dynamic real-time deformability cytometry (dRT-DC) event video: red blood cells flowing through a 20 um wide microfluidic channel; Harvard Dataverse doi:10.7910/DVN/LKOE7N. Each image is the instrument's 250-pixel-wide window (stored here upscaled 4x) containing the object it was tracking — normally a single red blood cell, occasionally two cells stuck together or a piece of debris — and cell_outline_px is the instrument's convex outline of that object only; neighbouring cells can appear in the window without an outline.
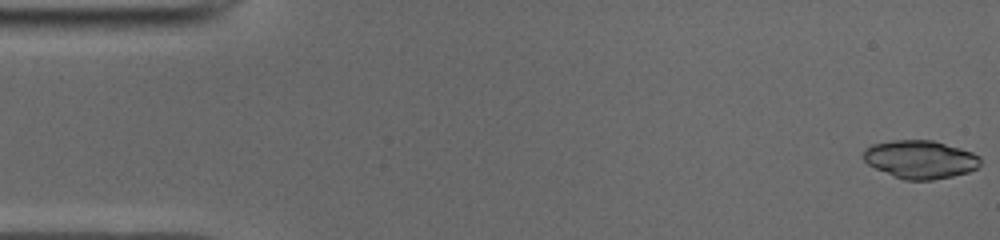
{"species": "common noctule bat (a hibernating species)", "species_latin": "Nyctalus noctula", "temperature_condition": "cold", "stored_images_in_passage": 51, "camera_frame_rate_fps": 3000, "um_per_image_px": 0.085, "animal": {"sex": "male", "body_mass_g": 19.0, "forearm_length_mm": 50.8}, "frame": {"image": 1, "passage_image": 1, "time_ms": 0.0, "image_size_px": [1000, 240], "cell_outline_px": [[980, 164], [976, 168], [968, 172], [952, 176], [932, 180], [904, 180], [876, 168], [868, 164], [864, 160], [864, 148], [872, 144], [892, 140], [932, 140], [960, 148], [972, 152], [980, 156]], "centroid_in_image_um": [78.22, 13.54], "position_along_channel_um": 6.8, "area_um2": 25.89}}
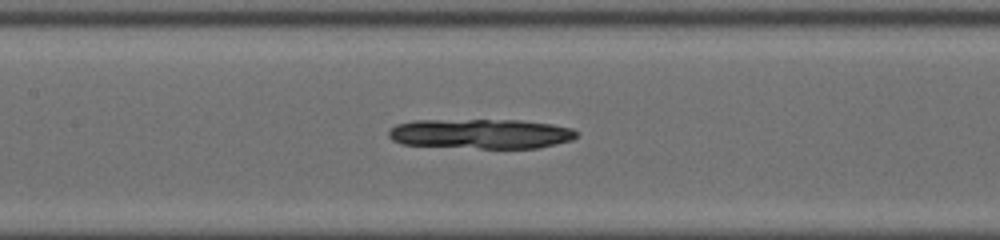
{"frame": {"image": 2, "passage_image": 23, "time_ms": 7.333, "image_size_px": [1000, 240], "cell_outline_px": [[576, 136], [572, 140], [540, 148], [480, 148], [400, 144], [392, 140], [388, 136], [388, 132], [396, 124], [412, 120], [520, 120], [552, 124], [572, 128], [576, 132]], "centroid_in_image_um": [40.86, 11.37], "position_along_channel_um": 166.5, "area_um2": 32.71}}